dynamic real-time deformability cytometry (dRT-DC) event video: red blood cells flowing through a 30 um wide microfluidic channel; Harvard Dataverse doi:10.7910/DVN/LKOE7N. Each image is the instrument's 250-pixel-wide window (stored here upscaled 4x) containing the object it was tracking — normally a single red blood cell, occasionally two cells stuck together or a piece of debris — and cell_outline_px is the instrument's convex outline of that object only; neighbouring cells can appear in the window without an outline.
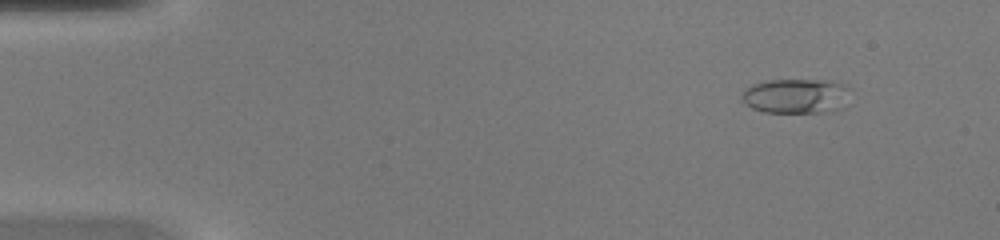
{"species": "common noctule bat (a hibernating species)", "species_latin": "Nyctalus noctula", "temperature_condition": "warm", "stored_images_in_passage": 46, "camera_frame_rate_fps": 3000, "um_per_image_px": 0.085, "animal": {"sex": "female", "body_mass_g": 20.0, "forearm_length_mm": 54.0}, "frame": {"image": 1, "passage_image": 5, "time_ms": 1.333, "image_size_px": [1000, 240], "cell_outline_px": [[852, 88], [844, 108], [832, 112], [764, 112], [752, 108], [740, 100], [740, 96], [744, 88], [752, 84], [768, 80], [828, 80]], "centroid_in_image_um": [67.67, 8.16], "position_along_channel_um": 17.3, "area_um2": 22.43}}
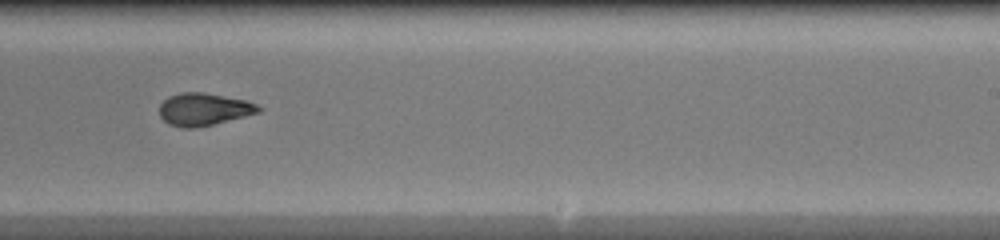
{"frame": {"image": 2, "passage_image": 29, "time_ms": 9.333, "image_size_px": [1000, 240], "cell_outline_px": [[264, 108], [260, 112], [196, 128], [184, 128], [168, 124], [160, 116], [160, 104], [168, 96], [180, 92], [204, 92], [248, 100]], "centroid_in_image_um": [17.33, 9.27], "position_along_channel_um": 271.7, "area_um2": 18.84}}
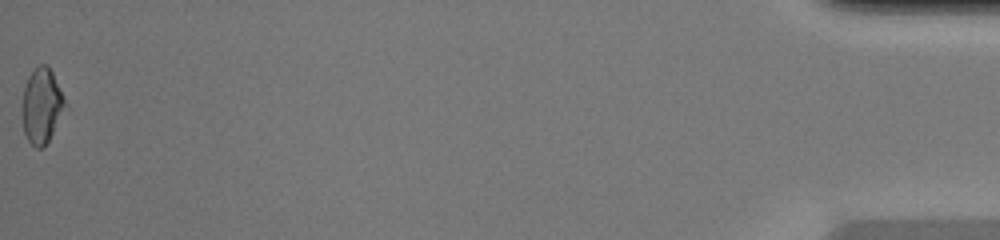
{"frame": {"image": 3, "passage_image": 46, "time_ms": 15.0, "image_size_px": [1000, 240], "cell_outline_px": [[68, 108], [44, 148], [36, 148], [28, 140], [24, 132], [20, 112], [20, 108], [24, 88], [28, 76], [40, 64], [44, 64], [52, 72], [64, 96]], "centroid_in_image_um": [3.55, 9.04], "position_along_channel_um": 431.7, "area_um2": 19.25}}